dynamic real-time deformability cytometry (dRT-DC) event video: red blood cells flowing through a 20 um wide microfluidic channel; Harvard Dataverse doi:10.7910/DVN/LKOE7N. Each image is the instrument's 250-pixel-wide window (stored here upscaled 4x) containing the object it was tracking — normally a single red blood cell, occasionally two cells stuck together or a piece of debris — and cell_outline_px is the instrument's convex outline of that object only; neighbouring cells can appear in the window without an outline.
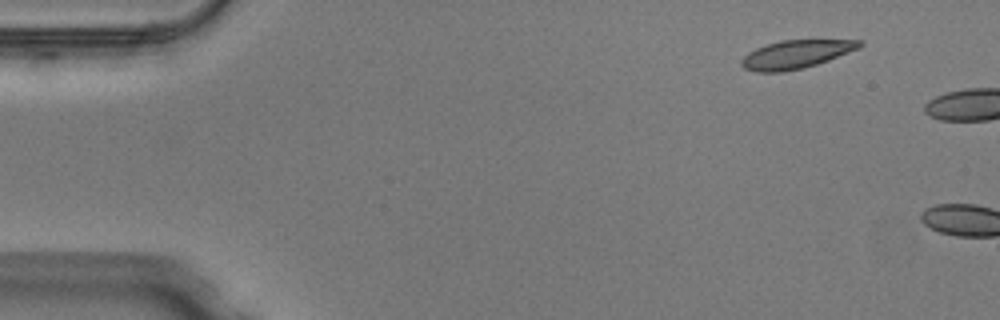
{"species": "Egyptian fruit bat (a non-hibernating species)", "species_latin": "Rousettus aegyptiacus", "temperature_condition": "warm", "stored_images_in_passage": 4, "camera_frame_rate_fps": 3000, "um_per_image_px": 0.085, "animal": {"sex": "male"}, "frame": {"image": 1, "passage_image": 1, "time_ms": 0.0, "image_size_px": [1000, 320], "cell_outline_px": [[864, 44], [860, 48], [828, 60], [804, 68], [784, 72], [756, 72], [744, 68], [740, 64], [740, 60], [748, 52], [756, 48], [780, 40], [860, 40]], "centroid_in_image_um": [67.64, 4.62], "position_along_channel_um": 17.4, "area_um2": 19.48}}